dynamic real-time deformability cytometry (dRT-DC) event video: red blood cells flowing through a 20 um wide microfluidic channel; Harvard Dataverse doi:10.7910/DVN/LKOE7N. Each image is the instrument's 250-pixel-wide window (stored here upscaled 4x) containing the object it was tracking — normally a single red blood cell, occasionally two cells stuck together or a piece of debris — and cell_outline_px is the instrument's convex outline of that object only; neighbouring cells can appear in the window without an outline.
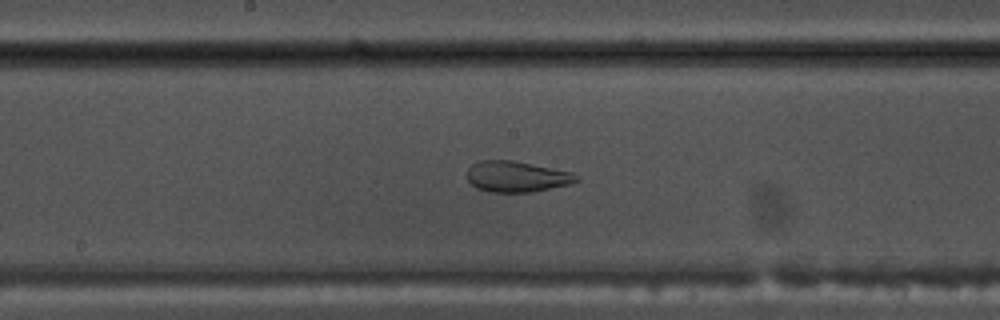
{"species": "common noctule bat (a hibernating species)", "species_latin": "Nyctalus noctula", "temperature_condition": "warm", "stored_images_in_passage": 49, "camera_frame_rate_fps": 3000, "um_per_image_px": 0.085, "animal": {"sex": "male", "body_mass_g": 17.5, "forearm_length_mm": 52.3}, "frame": {"image": 1, "passage_image": 28, "time_ms": 9.0, "image_size_px": [1000, 320], "cell_outline_px": [[580, 180], [568, 184], [532, 192], [488, 192], [476, 188], [468, 180], [468, 168], [472, 164], [480, 160], [512, 160], [572, 172], [580, 176]], "centroid_in_image_um": [43.91, 15.01], "position_along_channel_um": 204.3, "area_um2": 19.65}}
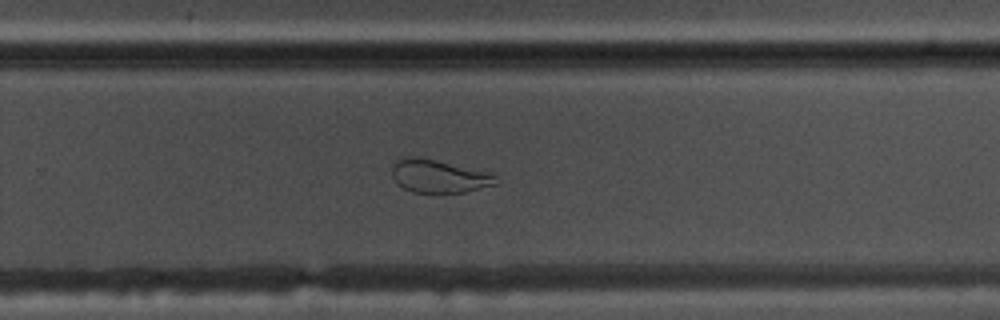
{"frame": {"image": 2, "passage_image": 35, "time_ms": 11.333, "image_size_px": [1000, 320], "cell_outline_px": [[500, 184], [464, 192], [412, 192], [396, 184], [392, 176], [392, 164], [396, 160], [408, 156], [416, 156], [488, 172], [496, 176], [500, 180]], "centroid_in_image_um": [37.3, 14.98], "position_along_channel_um": 292.5, "area_um2": 20.06}}
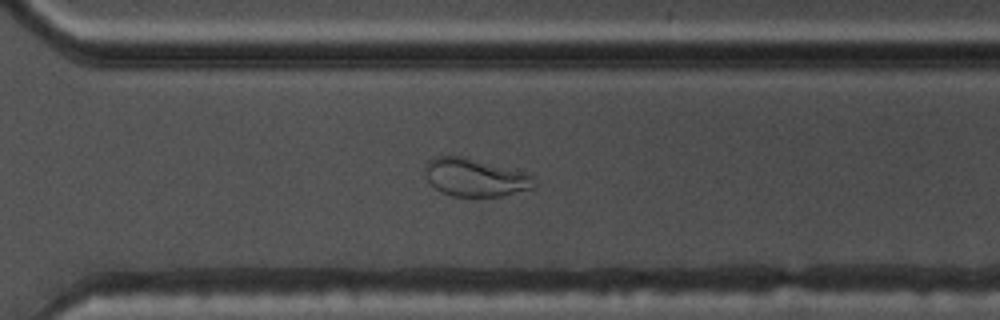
{"frame": {"image": 3, "passage_image": 38, "time_ms": 12.333, "image_size_px": [1000, 320], "cell_outline_px": [[536, 184], [532, 188], [504, 196], [452, 196], [440, 192], [428, 180], [424, 172], [424, 164], [428, 160], [436, 156], [464, 156], [520, 172], [532, 176]], "centroid_in_image_um": [40.32, 15.09], "position_along_channel_um": 330.3, "area_um2": 23.87}, "authors_computed_cell_mechanics": {"area_um2": 21.7906, "velocity_mm_per_s": 3.7883, "shape_relaxation_time_tau1_ms": null, "shape_relaxation_time_tau2_ms": 1.1598, "deformation_change_tau1": null, "deformation_change_tau2": 0.0861}}